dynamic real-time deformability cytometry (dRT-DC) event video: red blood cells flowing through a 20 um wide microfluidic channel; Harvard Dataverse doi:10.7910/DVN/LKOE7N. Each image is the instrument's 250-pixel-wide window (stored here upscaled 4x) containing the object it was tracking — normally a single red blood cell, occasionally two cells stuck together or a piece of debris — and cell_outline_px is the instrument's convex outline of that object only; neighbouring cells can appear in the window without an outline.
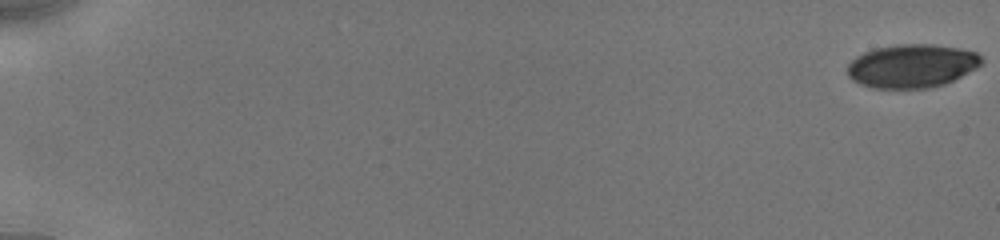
{"species": "human", "species_latin": "Homo sapiens", "temperature_condition": "cold", "stored_images_in_passage": 29, "camera_frame_rate_fps": 3000, "um_per_image_px": 0.085, "donor": {"sex": "male"}, "frame": {"image": 1, "passage_image": 1, "time_ms": 0.0, "image_size_px": [1000, 240], "cell_outline_px": [[980, 64], [976, 68], [944, 84], [928, 88], [872, 88], [860, 84], [852, 80], [848, 76], [848, 64], [856, 56], [872, 48], [900, 44], [932, 44], [956, 48], [976, 52], [980, 56]], "centroid_in_image_um": [77.45, 5.6], "position_along_channel_um": 7.5, "area_um2": 33.76}}
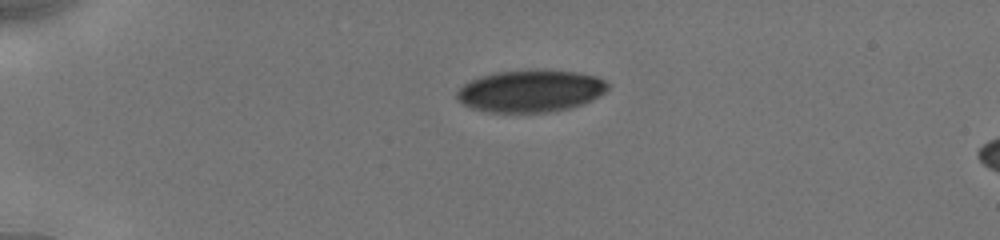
{"frame": {"image": 2, "passage_image": 22, "time_ms": 4.667, "image_size_px": [1000, 240], "cell_outline_px": [[608, 88], [600, 96], [592, 100], [572, 108], [548, 112], [488, 112], [472, 108], [464, 104], [456, 96], [456, 92], [464, 84], [472, 80], [496, 72], [576, 72], [596, 76], [604, 80], [608, 84]], "centroid_in_image_um": [45.12, 7.78], "position_along_channel_um": 39.9, "area_um2": 36.07}}